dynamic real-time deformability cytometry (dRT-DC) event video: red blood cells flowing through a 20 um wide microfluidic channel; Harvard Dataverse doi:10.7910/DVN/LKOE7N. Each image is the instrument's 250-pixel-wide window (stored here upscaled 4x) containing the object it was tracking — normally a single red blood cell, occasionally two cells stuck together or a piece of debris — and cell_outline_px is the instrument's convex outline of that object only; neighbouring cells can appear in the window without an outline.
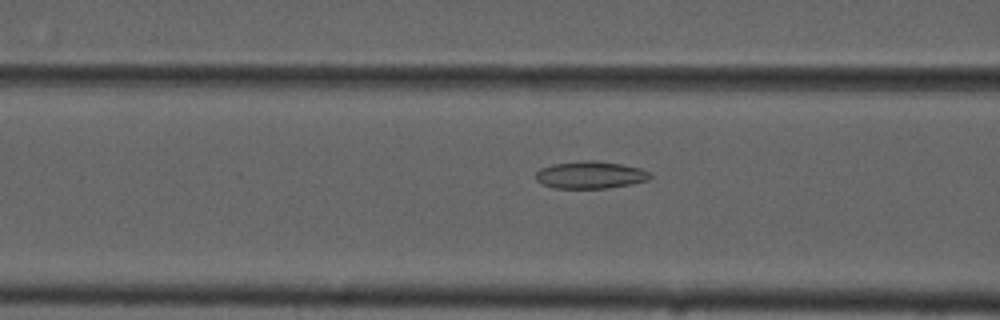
{"species": "common noctule bat (a hibernating species)", "species_latin": "Nyctalus noctula", "temperature_condition": "cold", "stored_images_in_passage": 55, "camera_frame_rate_fps": 3000, "um_per_image_px": 0.085, "animal": {"sex": "male", "forearm_length_mm": 52.5}, "frame": {"image": 1, "passage_image": 22, "time_ms": 7.0, "image_size_px": [1000, 320], "cell_outline_px": [[652, 176], [648, 180], [632, 184], [608, 188], [556, 188], [544, 184], [536, 180], [536, 172], [540, 168], [552, 164], [584, 160], [596, 160], [620, 164], [640, 168], [648, 172]], "centroid_in_image_um": [50.18, 14.86], "position_along_channel_um": 116.4, "area_um2": 18.15}}
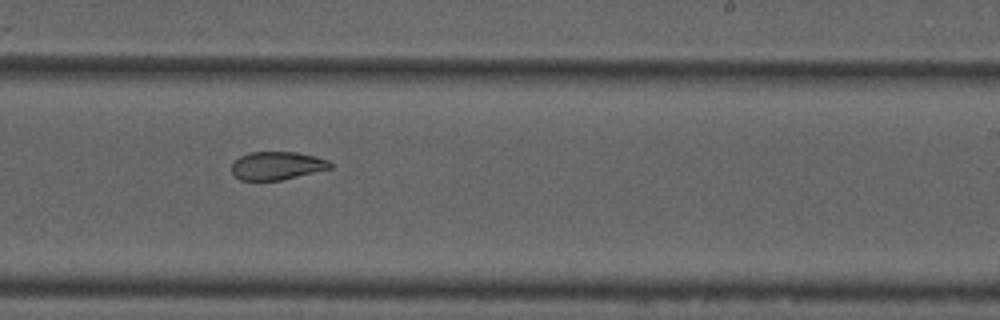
{"frame": {"image": 2, "passage_image": 34, "time_ms": 11.0, "image_size_px": [1000, 320], "cell_outline_px": [[332, 168], [280, 180], [240, 180], [232, 172], [232, 164], [240, 156], [248, 152], [296, 152], [316, 156], [328, 160], [332, 164]], "centroid_in_image_um": [23.55, 14.07], "position_along_channel_um": 265.5, "area_um2": 16.07}}
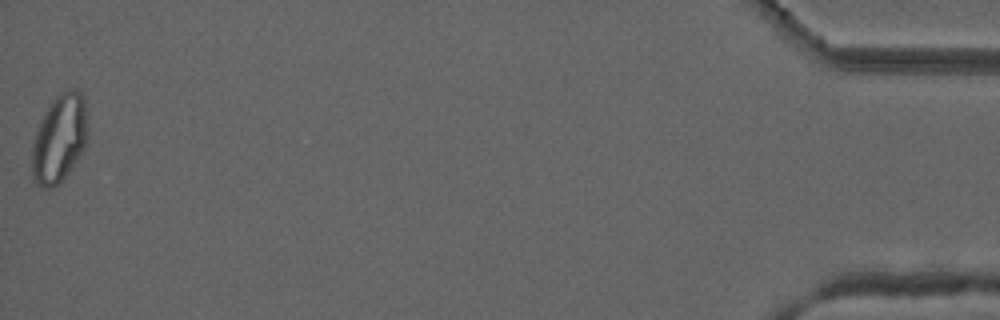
{"frame": {"image": 3, "passage_image": 55, "time_ms": 18.0, "image_size_px": [1000, 320], "cell_outline_px": [[84, 148], [72, 168], [52, 188], [40, 188], [32, 180], [32, 148], [36, 132], [48, 108], [56, 96], [60, 92], [72, 88], [76, 88], [84, 96]], "centroid_in_image_um": [5.0, 11.81], "position_along_channel_um": 430.2, "area_um2": 27.63}, "authors_computed_cell_mechanics": {"area_um2": 20.808, "velocity_mm_per_s": 3.7347, "shape_relaxation_time_tau1_ms": null, "shape_relaxation_time_tau2_ms": 3.2231, "deformation_change_tau1": null, "deformation_change_tau2": 0.0938}}